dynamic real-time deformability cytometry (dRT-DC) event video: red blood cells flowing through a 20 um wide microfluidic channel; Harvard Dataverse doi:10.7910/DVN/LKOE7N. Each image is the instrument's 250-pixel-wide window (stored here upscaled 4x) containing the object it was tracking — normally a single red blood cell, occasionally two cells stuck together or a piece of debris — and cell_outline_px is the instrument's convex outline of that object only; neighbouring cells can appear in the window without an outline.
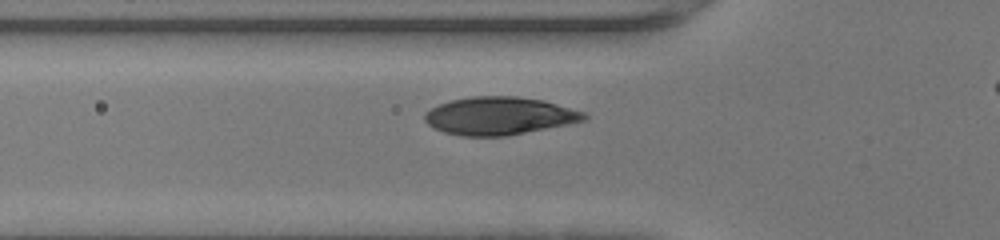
{"species": "human", "species_latin": "Homo sapiens", "temperature_condition": "warm", "stored_images_in_passage": 33, "camera_frame_rate_fps": 3000, "um_per_image_px": 0.085, "donor": {"sex": "female"}, "frame": {"image": 1, "passage_image": 10, "time_ms": 3.0, "image_size_px": [1000, 240], "cell_outline_px": [[588, 120], [508, 136], [460, 136], [444, 132], [432, 128], [424, 120], [424, 112], [440, 104], [452, 100], [472, 96], [516, 96], [544, 100], [584, 112], [588, 116]], "centroid_in_image_um": [42.44, 9.85], "position_along_channel_um": 83.4, "area_um2": 35.32}}
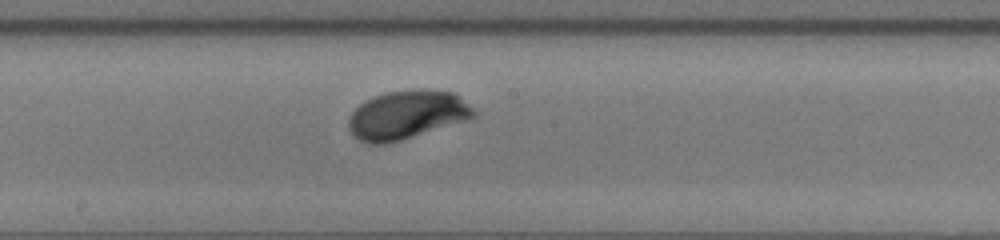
{"frame": {"image": 2, "passage_image": 19, "time_ms": 6.0, "image_size_px": [1000, 240], "cell_outline_px": [[476, 116], [468, 120], [400, 140], [384, 144], [368, 144], [352, 136], [348, 128], [348, 120], [352, 112], [364, 100], [388, 92], [420, 88], [452, 92], [472, 108], [476, 112]], "centroid_in_image_um": [34.55, 9.77], "position_along_channel_um": 213.7, "area_um2": 35.32}}
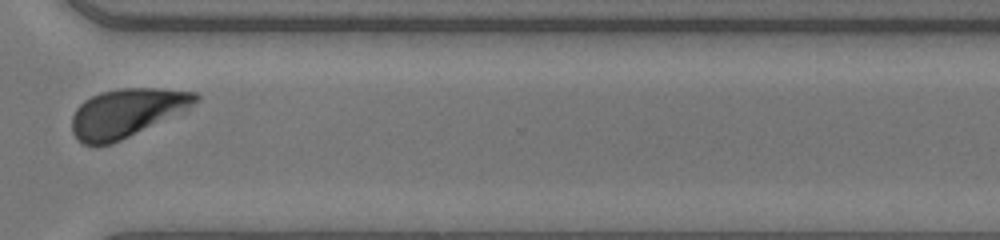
{"frame": {"image": 3, "passage_image": 29, "time_ms": 9.333, "image_size_px": [1000, 240], "cell_outline_px": [[200, 100], [188, 112], [112, 144], [84, 144], [72, 132], [72, 116], [76, 108], [84, 100], [100, 92], [120, 88], [160, 88], [196, 92], [200, 96]], "centroid_in_image_um": [10.88, 9.58], "position_along_channel_um": 359.7, "area_um2": 35.66}, "authors_computed_cell_mechanics": {"area_um2": 34.4488, "velocity_mm_per_s": 4.3545, "shape_relaxation_time_tau1_ms": 1.8323, "shape_relaxation_time_tau2_ms": null, "deformation_change_tau1": 0.1375, "deformation_change_tau2": null}}